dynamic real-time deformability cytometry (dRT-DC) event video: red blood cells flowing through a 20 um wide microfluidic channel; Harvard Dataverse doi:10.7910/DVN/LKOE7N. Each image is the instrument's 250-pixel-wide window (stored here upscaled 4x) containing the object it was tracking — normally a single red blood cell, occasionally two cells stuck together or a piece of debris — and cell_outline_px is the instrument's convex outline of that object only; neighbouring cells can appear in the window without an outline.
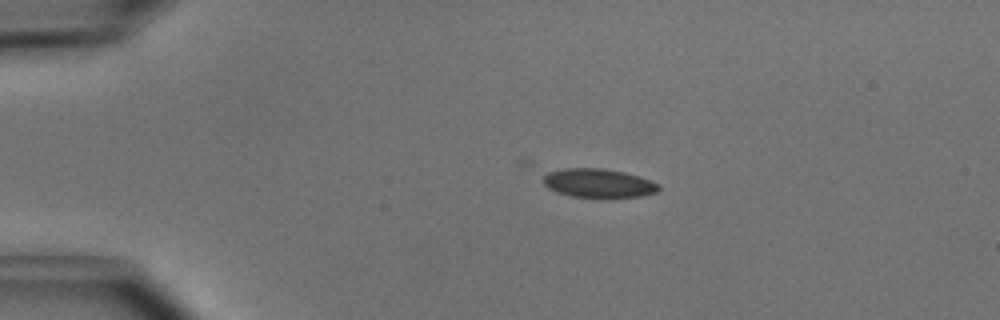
{"species": "common noctule bat (a hibernating species)", "species_latin": "Nyctalus noctula", "temperature_condition": "cold", "stored_images_in_passage": 4, "camera_frame_rate_fps": 3000, "um_per_image_px": 0.085, "animal": {"sex": "male", "body_mass_g": 15.6}, "frame": {"image": 1, "passage_image": 3, "time_ms": 0.667, "image_size_px": [1000, 320], "cell_outline_px": [[660, 188], [656, 192], [644, 196], [608, 200], [600, 200], [572, 196], [556, 192], [548, 188], [544, 184], [544, 176], [548, 172], [564, 168], [604, 168], [624, 172], [640, 176], [660, 184]], "centroid_in_image_um": [50.92, 15.61], "position_along_channel_um": 34.1, "area_um2": 20.29}}